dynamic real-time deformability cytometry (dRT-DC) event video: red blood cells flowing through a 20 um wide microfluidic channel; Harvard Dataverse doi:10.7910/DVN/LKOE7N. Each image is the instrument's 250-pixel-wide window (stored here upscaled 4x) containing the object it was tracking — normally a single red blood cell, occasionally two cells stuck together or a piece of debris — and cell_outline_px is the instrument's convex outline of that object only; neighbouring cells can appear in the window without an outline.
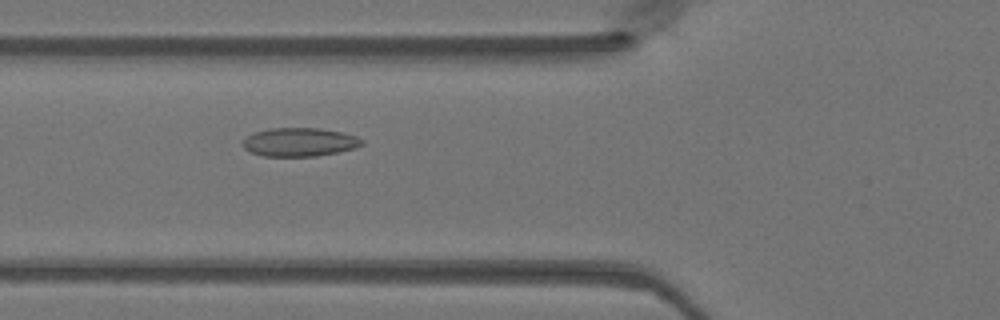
{"species": "Egyptian fruit bat (a non-hibernating species)", "species_latin": "Rousettus aegyptiacus", "temperature_condition": "warm", "stored_images_in_passage": 49, "camera_frame_rate_fps": 3000, "um_per_image_px": 0.085, "animal": {"sex": "female"}, "frame": {"image": 1, "passage_image": 18, "time_ms": 5.667, "image_size_px": [1000, 320], "cell_outline_px": [[364, 144], [356, 148], [316, 156], [264, 156], [248, 152], [240, 144], [248, 136], [256, 132], [268, 128], [320, 128], [340, 132], [356, 136], [364, 140]], "centroid_in_image_um": [25.45, 12.08], "position_along_channel_um": 100.4, "area_um2": 19.88}}
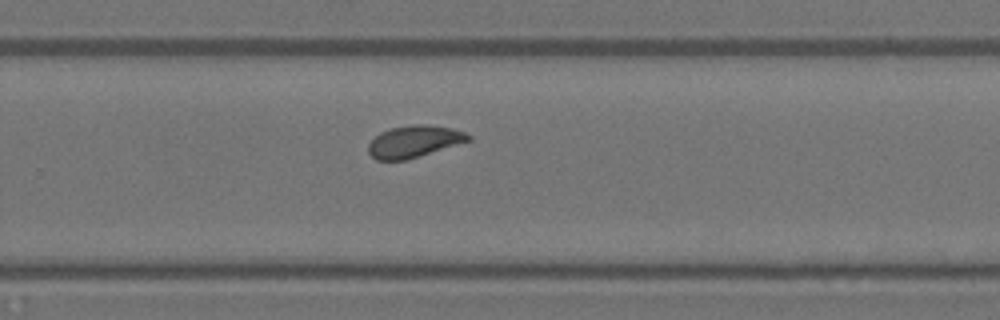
{"frame": {"image": 2, "passage_image": 32, "time_ms": 10.333, "image_size_px": [1000, 320], "cell_outline_px": [[472, 140], [408, 160], [376, 160], [368, 152], [368, 144], [380, 132], [388, 128], [412, 124], [424, 124], [452, 128], [464, 132], [472, 136]], "centroid_in_image_um": [35.2, 12.02], "position_along_channel_um": 294.6, "area_um2": 18.79}}
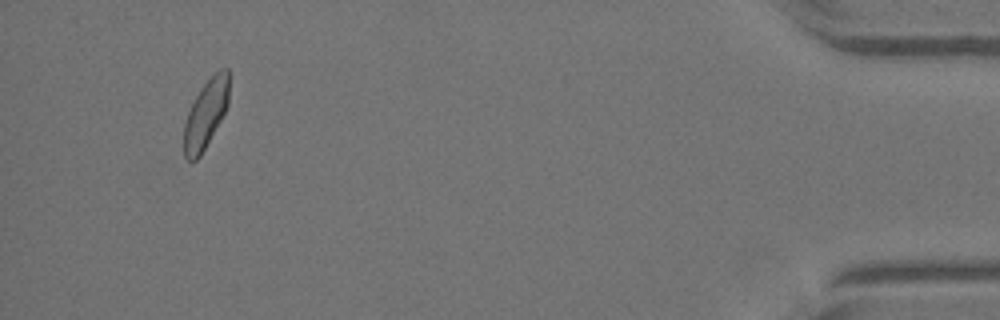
{"frame": {"image": 3, "passage_image": 46, "time_ms": 15.0, "image_size_px": [1000, 320], "cell_outline_px": [[228, 104], [220, 120], [200, 156], [192, 164], [184, 156], [184, 124], [188, 112], [200, 88], [220, 68], [228, 68]], "centroid_in_image_um": [17.47, 9.71], "position_along_channel_um": 417.7, "area_um2": 17.63}}